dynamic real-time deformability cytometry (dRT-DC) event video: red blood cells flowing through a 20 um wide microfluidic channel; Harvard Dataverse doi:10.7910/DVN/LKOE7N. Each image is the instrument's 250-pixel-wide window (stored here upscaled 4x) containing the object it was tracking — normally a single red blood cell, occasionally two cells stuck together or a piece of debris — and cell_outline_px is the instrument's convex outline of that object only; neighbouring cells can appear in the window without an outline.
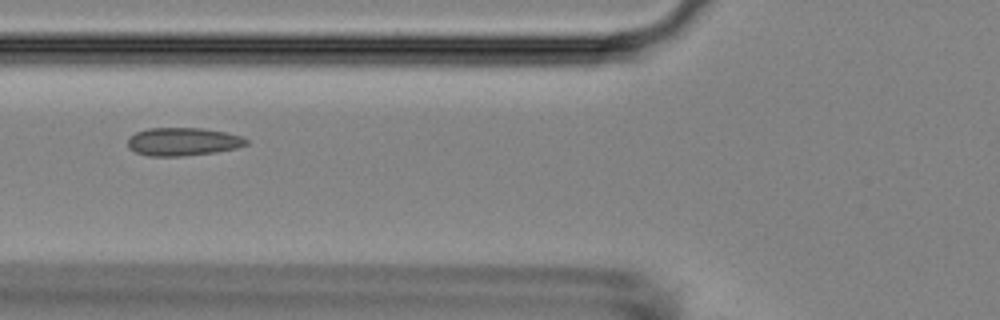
{"species": "Egyptian fruit bat (a non-hibernating species)", "species_latin": "Rousettus aegyptiacus", "temperature_condition": "room temperature", "stored_images_in_passage": 8, "camera_frame_rate_fps": 3000, "um_per_image_px": 0.085, "animal": {"sex": "female"}, "frame": {"image": 1, "passage_image": 6, "time_ms": 1.667, "image_size_px": [1000, 320], "cell_outline_px": [[248, 144], [236, 148], [216, 152], [180, 156], [148, 156], [136, 152], [128, 148], [128, 136], [136, 132], [148, 128], [204, 128], [228, 132], [244, 136], [248, 140]], "centroid_in_image_um": [15.57, 12.03], "position_along_channel_um": 110.2, "area_um2": 19.65}}
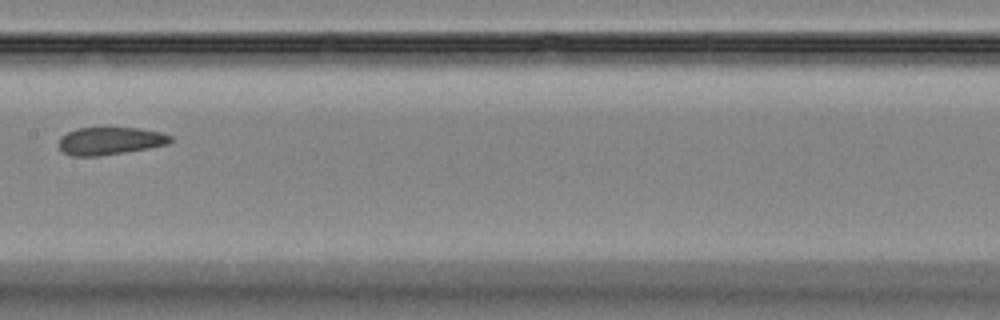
{"frame": {"image": 2, "passage_image": 8, "time_ms": 2.333, "image_size_px": [1000, 320], "cell_outline_px": [[172, 140], [168, 144], [148, 148], [100, 156], [72, 156], [64, 152], [60, 148], [60, 136], [76, 128], [140, 128], [160, 132], [172, 136]], "centroid_in_image_um": [9.36, 11.97], "position_along_channel_um": 198.0, "area_um2": 17.86}}